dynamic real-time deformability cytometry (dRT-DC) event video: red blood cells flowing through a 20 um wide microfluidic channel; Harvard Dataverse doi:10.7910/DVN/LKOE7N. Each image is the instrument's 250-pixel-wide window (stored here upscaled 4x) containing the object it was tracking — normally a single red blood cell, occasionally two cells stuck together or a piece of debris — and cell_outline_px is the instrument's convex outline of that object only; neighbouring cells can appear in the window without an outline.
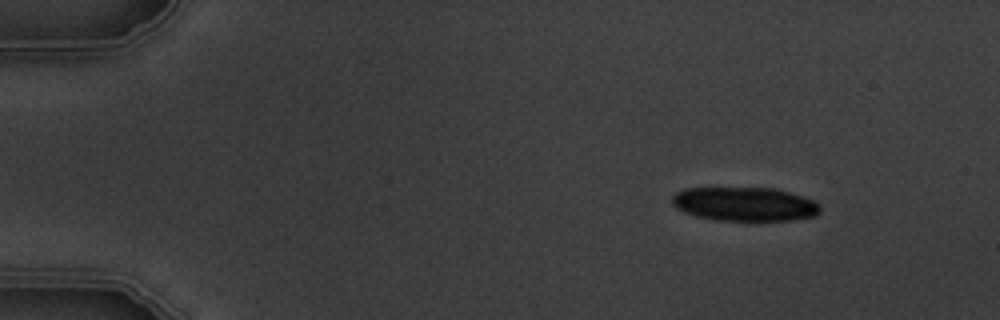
{"species": "common noctule bat (a hibernating species)", "species_latin": "Nyctalus noctula", "temperature_condition": "warm", "stored_images_in_passage": 7, "camera_frame_rate_fps": 3000, "um_per_image_px": 0.085, "animal": {"sex": "male", "body_mass_g": 19.5, "forearm_length_mm": 54.6}, "frame": {"image": 1, "passage_image": 1, "time_ms": 0.0, "image_size_px": [1000, 320], "cell_outline_px": [[820, 212], [812, 216], [792, 220], [756, 224], [716, 220], [696, 216], [684, 212], [676, 208], [672, 204], [672, 196], [676, 192], [684, 188], [776, 188], [812, 200], [820, 208]], "centroid_in_image_um": [63.26, 17.39], "position_along_channel_um": 21.7, "area_um2": 30.11}}
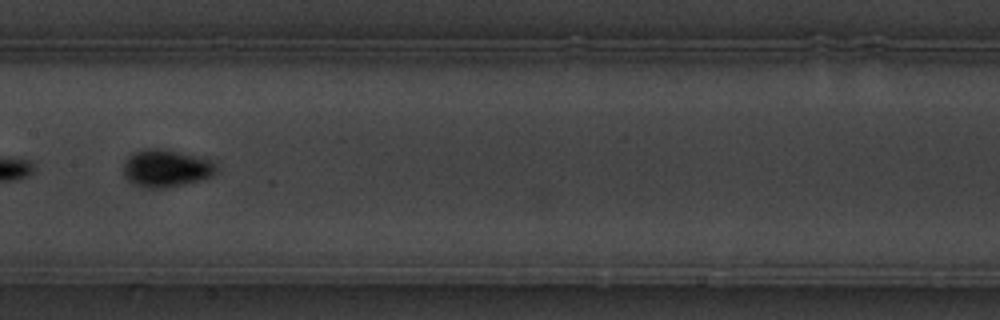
{"frame": {"image": 2, "passage_image": 7, "time_ms": 7.333, "image_size_px": [1000, 320], "cell_outline_px": [[216, 172], [212, 176], [204, 180], [164, 188], [148, 188], [136, 184], [128, 180], [124, 176], [124, 164], [128, 156], [144, 148], [156, 148], [176, 152], [208, 160], [216, 164]], "centroid_in_image_um": [14.11, 14.32], "position_along_channel_um": 193.3, "area_um2": 19.88}}